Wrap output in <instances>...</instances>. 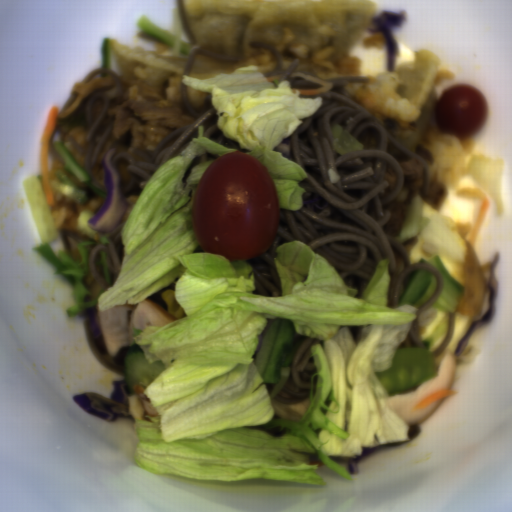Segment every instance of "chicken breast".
<instances>
[{
    "label": "chicken breast",
    "instance_id": "chicken-breast-1",
    "mask_svg": "<svg viewBox=\"0 0 512 512\" xmlns=\"http://www.w3.org/2000/svg\"><path fill=\"white\" fill-rule=\"evenodd\" d=\"M98 318L101 343L109 356H115L126 345H136L133 328L164 327L181 319L150 299L98 310Z\"/></svg>",
    "mask_w": 512,
    "mask_h": 512
},
{
    "label": "chicken breast",
    "instance_id": "chicken-breast-2",
    "mask_svg": "<svg viewBox=\"0 0 512 512\" xmlns=\"http://www.w3.org/2000/svg\"><path fill=\"white\" fill-rule=\"evenodd\" d=\"M448 350L440 361L436 375L420 388L402 396L385 398V406L393 410L410 428L419 425L435 413L446 398L432 401L426 409H414L415 405L428 395L449 389L451 391L456 375L458 356Z\"/></svg>",
    "mask_w": 512,
    "mask_h": 512
}]
</instances>
